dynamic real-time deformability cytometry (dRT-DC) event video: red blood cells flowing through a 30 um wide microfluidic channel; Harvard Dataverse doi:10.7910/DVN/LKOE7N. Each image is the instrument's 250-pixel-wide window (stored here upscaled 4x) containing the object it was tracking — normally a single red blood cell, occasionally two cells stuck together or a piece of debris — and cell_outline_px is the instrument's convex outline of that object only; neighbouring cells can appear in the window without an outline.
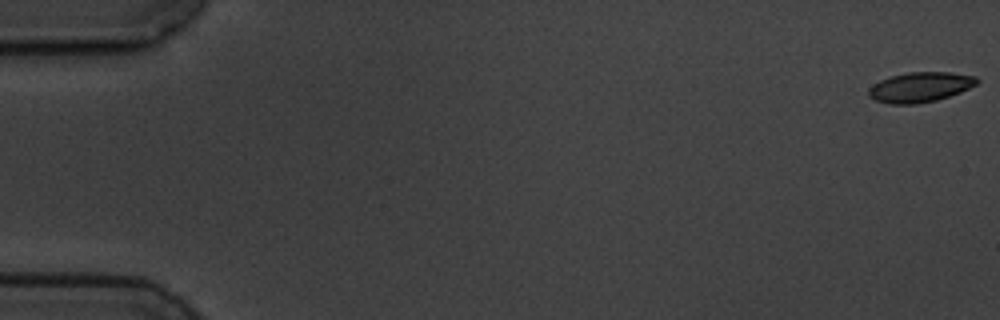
{"species": "common noctule bat (a hibernating species)", "species_latin": "Nyctalus noctula", "temperature_condition": "cold", "stored_images_in_passage": 5, "camera_frame_rate_fps": 3000, "um_per_image_px": 0.085, "animal": {"sex": "male", "body_mass_g": 19.5, "forearm_length_mm": 54.6}, "frame": {"image": 1, "passage_image": 1, "time_ms": 0.0, "image_size_px": [1000, 320], "cell_outline_px": [[980, 80], [976, 84], [960, 92], [936, 100], [916, 104], [888, 104], [876, 100], [868, 96], [868, 88], [872, 84], [880, 80], [892, 76], [908, 72], [948, 72], [976, 76]], "centroid_in_image_um": [78.18, 7.4], "position_along_channel_um": 6.8, "area_um2": 18.9}}
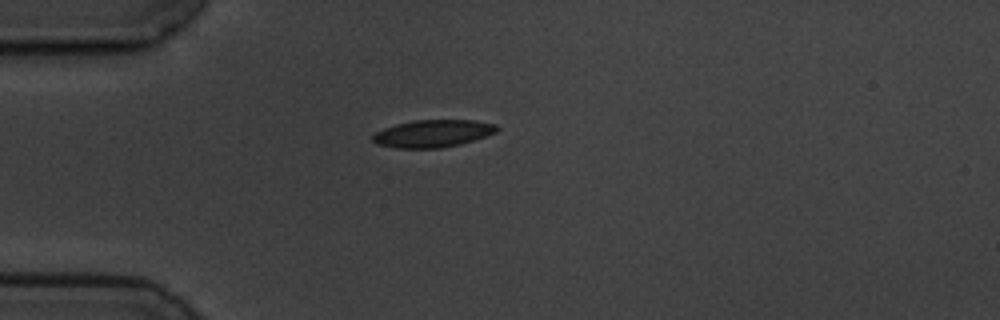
{"frame": {"image": 2, "passage_image": 5, "time_ms": 5.0, "image_size_px": [1000, 320], "cell_outline_px": [[500, 128], [496, 132], [460, 144], [440, 148], [396, 148], [376, 144], [372, 140], [372, 136], [376, 132], [384, 128], [396, 124], [412, 120], [476, 120], [496, 124]], "centroid_in_image_um": [36.78, 11.34], "position_along_channel_um": 48.2, "area_um2": 19.83}}